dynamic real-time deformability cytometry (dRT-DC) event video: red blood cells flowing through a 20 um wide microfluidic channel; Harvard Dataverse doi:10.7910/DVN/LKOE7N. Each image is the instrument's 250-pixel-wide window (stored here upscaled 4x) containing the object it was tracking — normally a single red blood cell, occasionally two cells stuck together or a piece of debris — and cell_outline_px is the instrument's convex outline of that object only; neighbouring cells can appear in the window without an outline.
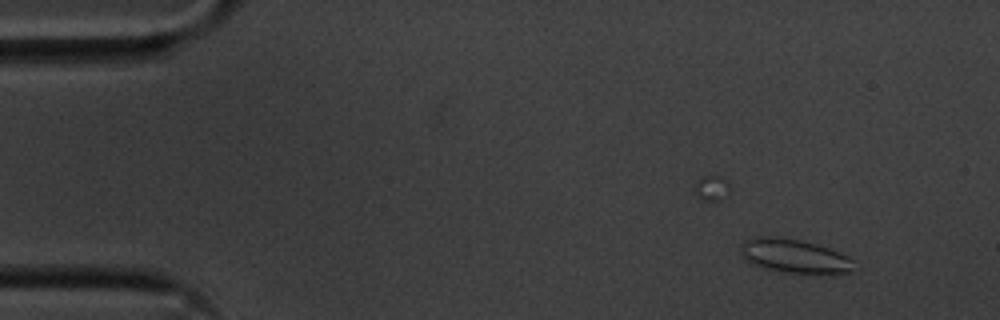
{"species": "common noctule bat (a hibernating species)", "species_latin": "Nyctalus noctula", "temperature_condition": "cold", "stored_images_in_passage": 50, "camera_frame_rate_fps": 3000, "um_per_image_px": 0.085, "animal": {"sex": "male", "body_mass_g": 20.1, "forearm_length_mm": 53.5}, "frame": {"image": 1, "passage_image": 2, "time_ms": 0.333, "image_size_px": [1000, 320], "cell_outline_px": [[856, 260], [852, 272], [836, 276], [784, 272], [764, 268], [752, 264], [744, 260], [740, 256], [740, 244], [744, 240], [752, 236], [776, 236], [800, 240], [816, 244], [828, 248], [848, 256]], "centroid_in_image_um": [67.55, 21.79], "position_along_channel_um": 17.5, "area_um2": 23.41}}
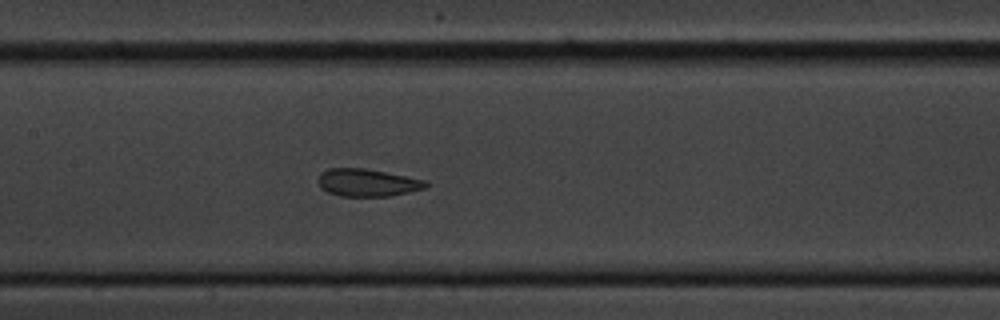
{"frame": {"image": 2, "passage_image": 23, "time_ms": 7.333, "image_size_px": [1000, 320], "cell_outline_px": [[428, 184], [424, 188], [392, 196], [340, 196], [328, 192], [320, 188], [320, 172], [328, 168], [364, 168], [428, 180]], "centroid_in_image_um": [31.24, 15.52], "position_along_channel_um": 176.2, "area_um2": 17.22}}
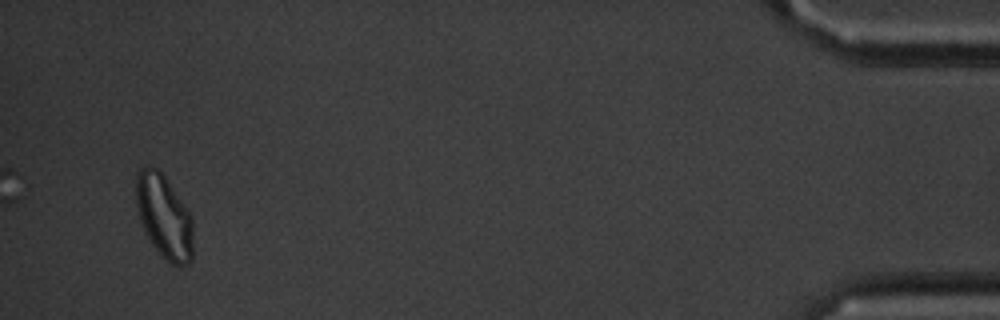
{"frame": {"image": 3, "passage_image": 50, "time_ms": 16.333, "image_size_px": [1000, 320], "cell_outline_px": [[192, 260], [188, 264], [180, 268], [164, 260], [160, 256], [144, 232], [136, 208], [136, 172], [144, 164], [148, 164], [156, 168], [164, 176], [192, 216]], "centroid_in_image_um": [13.92, 18.43], "position_along_channel_um": 421.3, "area_um2": 28.21}, "authors_computed_cell_mechanics": {"area_um2": 17.4556, "velocity_mm_per_s": 3.5919, "shape_relaxation_time_tau1_ms": 11.1978, "shape_relaxation_time_tau2_ms": 0.9754, "deformation_change_tau1": 0.1403, "deformation_change_tau2": 0.0545}}